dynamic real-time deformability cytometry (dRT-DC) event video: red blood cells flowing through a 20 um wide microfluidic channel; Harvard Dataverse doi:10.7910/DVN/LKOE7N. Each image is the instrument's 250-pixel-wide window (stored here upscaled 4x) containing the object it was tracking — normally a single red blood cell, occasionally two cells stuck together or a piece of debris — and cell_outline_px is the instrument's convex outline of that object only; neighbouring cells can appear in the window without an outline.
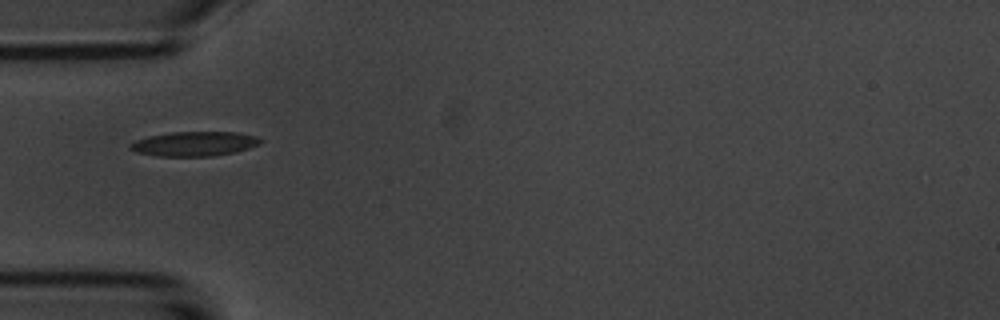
{"species": "common noctule bat (a hibernating species)", "species_latin": "Nyctalus noctula", "temperature_condition": "room temperature", "stored_images_in_passage": 3, "camera_frame_rate_fps": 3000, "um_per_image_px": 0.085, "animal": {"sex": "male", "body_mass_g": 20.1, "forearm_length_mm": 53.5}, "frame": {"image": 1, "passage_image": 1, "time_ms": 0.0, "image_size_px": [1000, 320], "cell_outline_px": [[264, 140], [260, 144], [236, 152], [212, 156], [156, 156], [136, 152], [128, 148], [128, 144], [136, 140], [148, 136], [168, 132], [236, 132], [256, 136]], "centroid_in_image_um": [16.5, 12.22], "position_along_channel_um": 68.5, "area_um2": 18.79}}
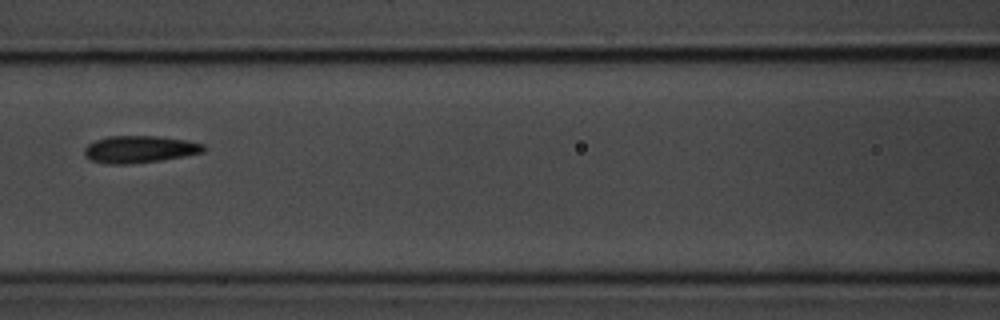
{"frame": {"image": 2, "passage_image": 3, "time_ms": 2.333, "image_size_px": [1000, 320], "cell_outline_px": [[208, 148], [204, 152], [184, 156], [160, 160], [128, 164], [104, 164], [88, 160], [84, 156], [84, 148], [88, 144], [96, 140], [108, 136], [156, 136], [184, 140], [204, 144]], "centroid_in_image_um": [11.83, 12.7], "position_along_channel_um": 154.8, "area_um2": 18.96}}